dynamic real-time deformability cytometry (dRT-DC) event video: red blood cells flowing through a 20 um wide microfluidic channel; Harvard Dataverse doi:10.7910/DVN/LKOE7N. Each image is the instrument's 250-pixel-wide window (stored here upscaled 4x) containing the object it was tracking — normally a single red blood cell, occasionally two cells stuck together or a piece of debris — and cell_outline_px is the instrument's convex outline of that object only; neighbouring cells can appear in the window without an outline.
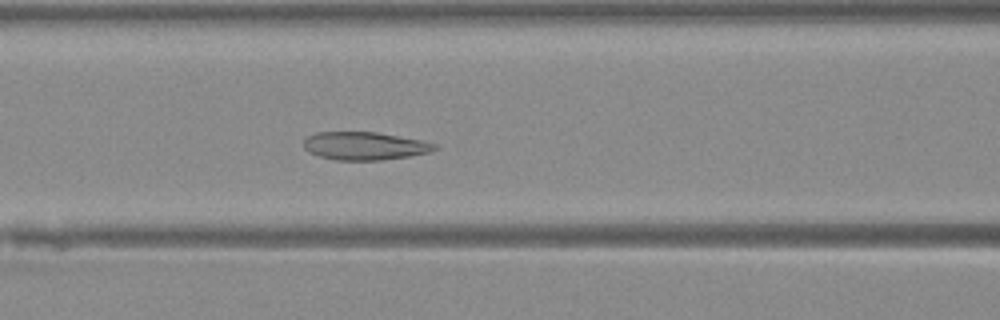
{"species": "Egyptian fruit bat (a non-hibernating species)", "species_latin": "Rousettus aegyptiacus", "temperature_condition": "warm", "stored_images_in_passage": 48, "camera_frame_rate_fps": 3000, "um_per_image_px": 0.085, "animal": {"sex": "female"}, "frame": {"image": 1, "passage_image": 21, "time_ms": 6.667, "image_size_px": [1000, 320], "cell_outline_px": [[440, 148], [428, 152], [408, 156], [380, 160], [336, 160], [320, 156], [308, 152], [304, 148], [304, 140], [308, 136], [316, 132], [376, 132], [420, 140], [436, 144]], "centroid_in_image_um": [30.97, 12.4], "position_along_channel_um": 135.6, "area_um2": 21.21}}
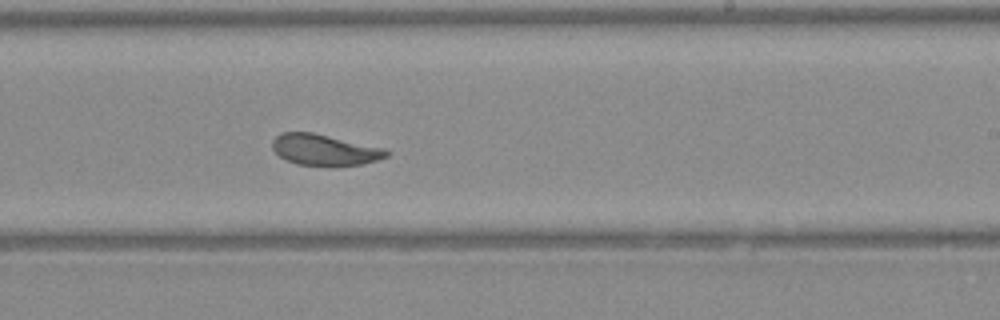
{"frame": {"image": 2, "passage_image": 30, "time_ms": 9.667, "image_size_px": [1000, 320], "cell_outline_px": [[392, 152], [388, 156], [364, 164], [296, 164], [280, 156], [272, 148], [272, 140], [280, 132], [312, 132], [384, 148]], "centroid_in_image_um": [27.58, 12.7], "position_along_channel_um": 261.4, "area_um2": 20.17}}
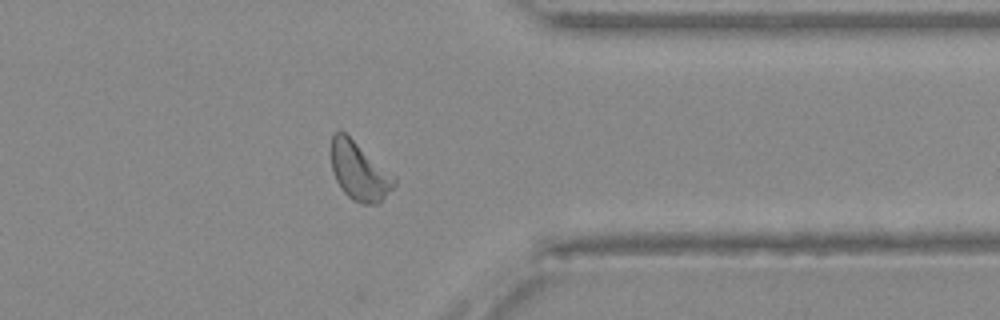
{"frame": {"image": 3, "passage_image": 39, "time_ms": 12.667, "image_size_px": [1000, 320], "cell_outline_px": [[396, 184], [380, 204], [360, 204], [352, 200], [340, 188], [332, 172], [328, 152], [332, 132], [344, 132], [396, 176]], "centroid_in_image_um": [30.5, 14.55], "position_along_channel_um": 380.9, "area_um2": 22.08}}